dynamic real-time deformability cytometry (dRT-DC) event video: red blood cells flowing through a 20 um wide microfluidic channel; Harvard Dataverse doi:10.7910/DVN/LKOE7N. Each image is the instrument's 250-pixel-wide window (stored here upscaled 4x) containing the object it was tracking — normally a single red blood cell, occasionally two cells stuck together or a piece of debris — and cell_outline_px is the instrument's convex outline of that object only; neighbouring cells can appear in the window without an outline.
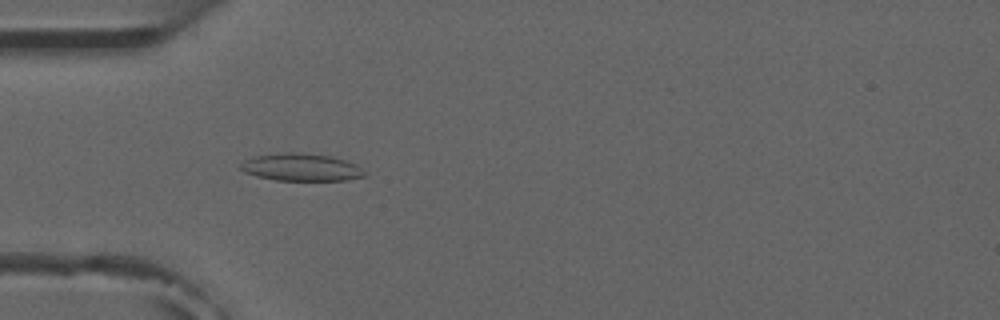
{"species": "common noctule bat (a hibernating species)", "species_latin": "Nyctalus noctula", "temperature_condition": "room temperature", "stored_images_in_passage": 3, "camera_frame_rate_fps": 3000, "um_per_image_px": 0.085, "animal": {"sex": "male", "forearm_length_mm": 52.5}, "frame": {"image": 1, "passage_image": 3, "time_ms": 2.333, "image_size_px": [1000, 320], "cell_outline_px": [[368, 176], [344, 180], [276, 180], [256, 176], [244, 172], [240, 168], [240, 164], [244, 160], [252, 156], [284, 152], [296, 152], [332, 156], [356, 164]], "centroid_in_image_um": [25.57, 14.21], "position_along_channel_um": 59.4, "area_um2": 19.88}}